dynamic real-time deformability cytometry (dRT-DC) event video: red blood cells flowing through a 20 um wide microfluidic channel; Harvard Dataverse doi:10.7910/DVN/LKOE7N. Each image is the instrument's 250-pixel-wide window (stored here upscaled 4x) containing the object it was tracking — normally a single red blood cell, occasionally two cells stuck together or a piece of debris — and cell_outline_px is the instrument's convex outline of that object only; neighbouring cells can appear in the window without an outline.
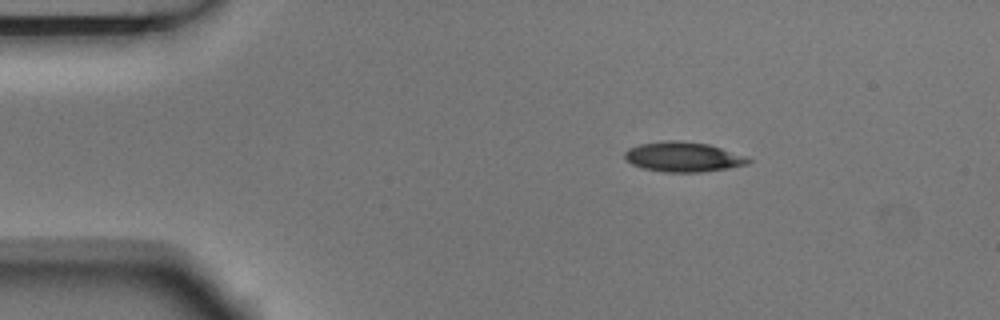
{"species": "Egyptian fruit bat (a non-hibernating species)", "species_latin": "Rousettus aegyptiacus", "temperature_condition": "room temperature", "stored_images_in_passage": 4, "camera_frame_rate_fps": 3000, "um_per_image_px": 0.085, "animal": {"sex": "male"}, "frame": {"image": 1, "passage_image": 2, "time_ms": 0.333, "image_size_px": [1000, 320], "cell_outline_px": [[752, 160], [748, 164], [728, 168], [700, 172], [664, 172], [644, 168], [632, 164], [624, 156], [624, 152], [628, 148], [640, 144], [664, 140], [680, 140], [708, 144], [748, 156]], "centroid_in_image_um": [58.09, 13.33], "position_along_channel_um": 26.9, "area_um2": 21.56}}
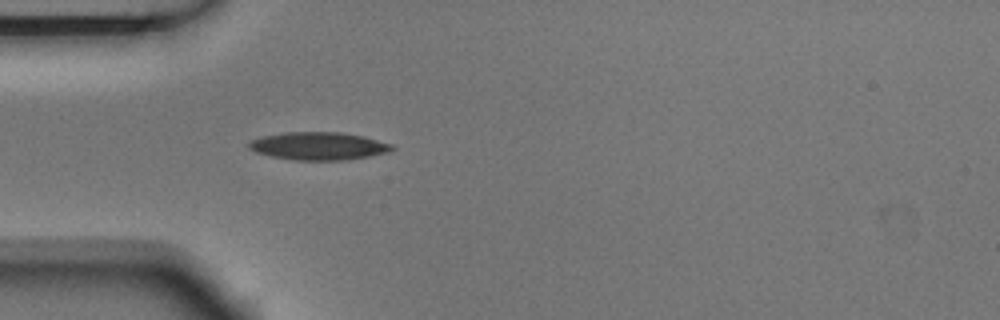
{"frame": {"image": 2, "passage_image": 4, "time_ms": 1.0, "image_size_px": [1000, 320], "cell_outline_px": [[396, 148], [388, 152], [348, 160], [292, 160], [268, 156], [256, 152], [248, 148], [248, 144], [252, 140], [260, 136], [284, 132], [340, 132], [364, 136], [392, 144]], "centroid_in_image_um": [27.06, 12.41], "position_along_channel_um": 57.9, "area_um2": 23.41}}